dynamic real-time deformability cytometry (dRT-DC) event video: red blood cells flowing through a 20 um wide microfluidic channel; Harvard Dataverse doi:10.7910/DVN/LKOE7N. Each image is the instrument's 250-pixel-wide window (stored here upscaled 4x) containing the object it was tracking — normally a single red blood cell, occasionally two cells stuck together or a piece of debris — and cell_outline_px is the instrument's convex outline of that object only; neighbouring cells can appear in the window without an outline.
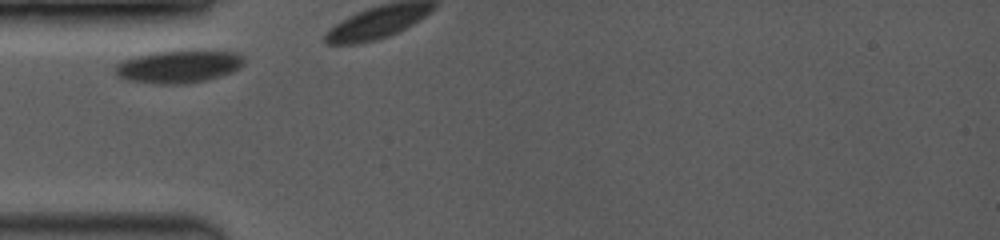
{"species": "common noctule bat (a hibernating species)", "species_latin": "Nyctalus noctula", "temperature_condition": "room temperature", "stored_images_in_passage": 5, "camera_frame_rate_fps": 3500, "um_per_image_px": 0.085, "animal": {"sex": "female", "body_mass_g": 19.0, "forearm_length_mm": 53.3}, "frame": {"image": 1, "passage_image": 1, "time_ms": 0.0, "image_size_px": [1000, 240], "cell_outline_px": [[244, 64], [240, 68], [232, 72], [220, 76], [204, 80], [184, 84], [152, 84], [128, 80], [116, 76], [116, 64], [124, 60], [136, 56], [152, 52], [192, 48], [204, 48], [240, 52], [244, 56]], "centroid_in_image_um": [15.27, 5.6], "position_along_channel_um": 69.7, "area_um2": 25.61}}
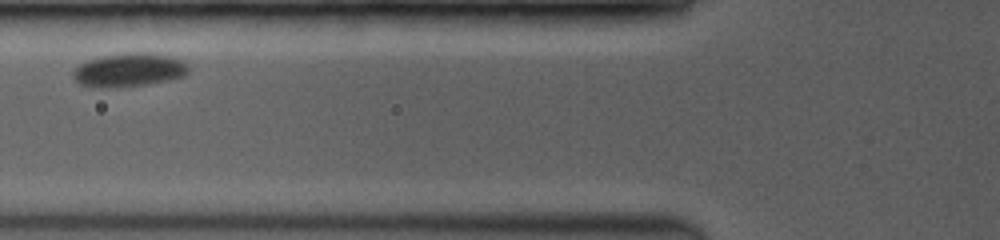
{"frame": {"image": 2, "passage_image": 3, "time_ms": 2.0, "image_size_px": [1000, 240], "cell_outline_px": [[188, 72], [184, 76], [168, 80], [144, 84], [116, 88], [92, 88], [80, 84], [72, 76], [72, 72], [80, 64], [88, 60], [100, 56], [128, 52], [152, 52], [172, 56], [188, 64]], "centroid_in_image_um": [10.95, 5.94], "position_along_channel_um": 114.8, "area_um2": 22.89}}
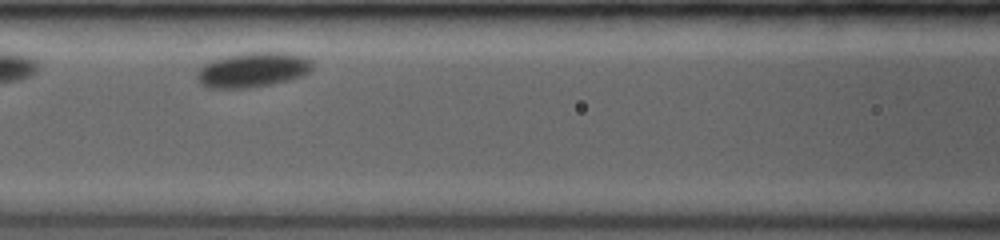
{"frame": {"image": 3, "passage_image": 4, "time_ms": 2.857, "image_size_px": [1000, 240], "cell_outline_px": [[312, 68], [304, 76], [288, 80], [248, 88], [208, 88], [200, 84], [196, 80], [196, 72], [204, 64], [212, 60], [228, 56], [252, 52], [284, 52], [304, 56], [312, 60]], "centroid_in_image_um": [21.48, 5.94], "position_along_channel_um": 145.1, "area_um2": 23.47}}